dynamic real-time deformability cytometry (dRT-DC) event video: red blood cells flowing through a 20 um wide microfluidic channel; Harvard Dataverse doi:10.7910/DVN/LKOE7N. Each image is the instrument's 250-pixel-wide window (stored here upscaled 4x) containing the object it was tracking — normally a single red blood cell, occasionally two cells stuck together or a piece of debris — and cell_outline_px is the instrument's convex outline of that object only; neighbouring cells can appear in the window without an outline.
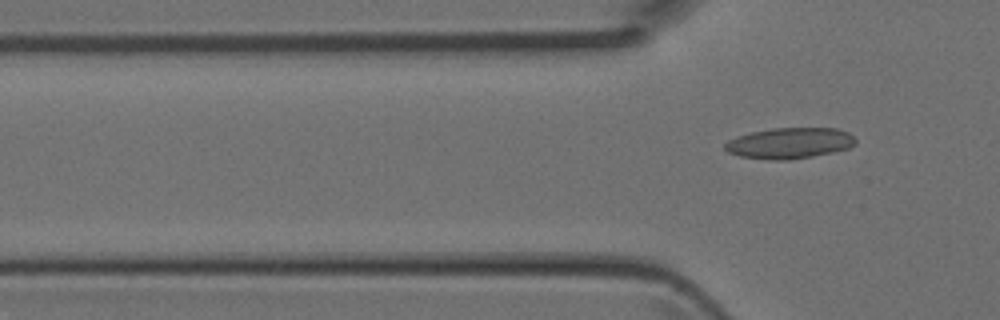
{"species": "Egyptian fruit bat (a non-hibernating species)", "species_latin": "Rousettus aegyptiacus", "temperature_condition": "room temperature", "stored_images_in_passage": 5, "camera_frame_rate_fps": 3000, "um_per_image_px": 0.085, "animal": {"sex": "female"}, "frame": {"image": 1, "passage_image": 5, "time_ms": 1.333, "image_size_px": [1000, 320], "cell_outline_px": [[856, 144], [848, 148], [832, 152], [812, 156], [788, 160], [768, 160], [740, 156], [728, 152], [724, 148], [724, 144], [728, 140], [736, 136], [752, 132], [772, 128], [836, 128], [848, 132], [856, 140]], "centroid_in_image_um": [67.1, 12.16], "position_along_channel_um": 58.7, "area_um2": 23.52}}